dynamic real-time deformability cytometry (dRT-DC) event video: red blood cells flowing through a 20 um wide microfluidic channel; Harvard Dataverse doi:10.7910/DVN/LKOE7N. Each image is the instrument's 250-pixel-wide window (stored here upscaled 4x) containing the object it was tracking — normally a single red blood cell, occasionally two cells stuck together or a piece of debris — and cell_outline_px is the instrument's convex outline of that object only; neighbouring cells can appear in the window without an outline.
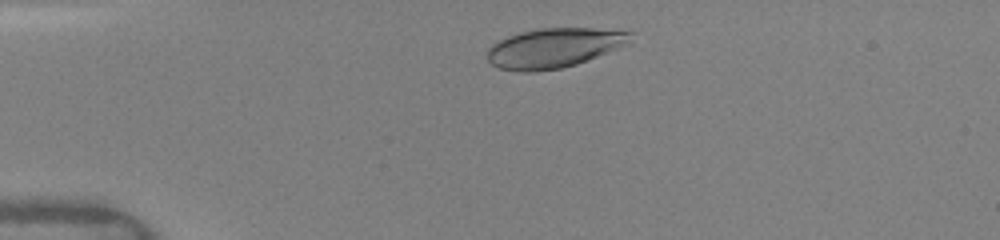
{"species": "human", "species_latin": "Homo sapiens", "temperature_condition": "warm", "stored_images_in_passage": 38, "camera_frame_rate_fps": 3000, "um_per_image_px": 0.085, "donor": {"sex": "female"}, "frame": {"image": 1, "passage_image": 5, "time_ms": 1.0, "image_size_px": [1000, 240], "cell_outline_px": [[636, 32], [632, 44], [588, 60], [576, 64], [560, 68], [532, 72], [520, 72], [500, 68], [492, 64], [488, 60], [488, 48], [496, 40], [520, 32], [540, 28], [592, 28]], "centroid_in_image_um": [47.17, 4.06], "position_along_channel_um": 37.8, "area_um2": 33.58}}
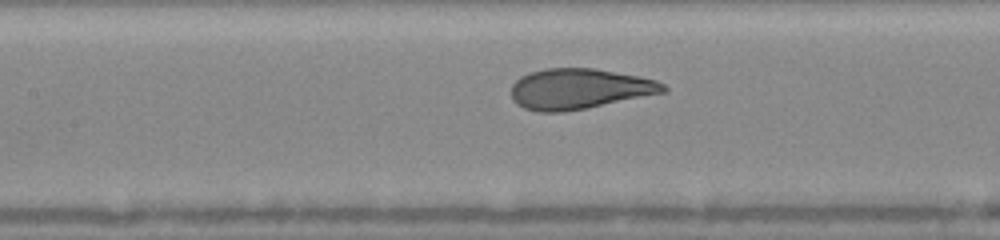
{"frame": {"image": 2, "passage_image": 18, "time_ms": 5.0, "image_size_px": [1000, 240], "cell_outline_px": [[668, 92], [588, 108], [564, 112], [536, 112], [524, 108], [516, 104], [512, 100], [512, 84], [520, 76], [528, 72], [544, 68], [596, 68], [640, 76], [656, 80], [664, 84], [668, 88]], "centroid_in_image_um": [49.25, 7.55], "position_along_channel_um": 158.1, "area_um2": 36.47}}
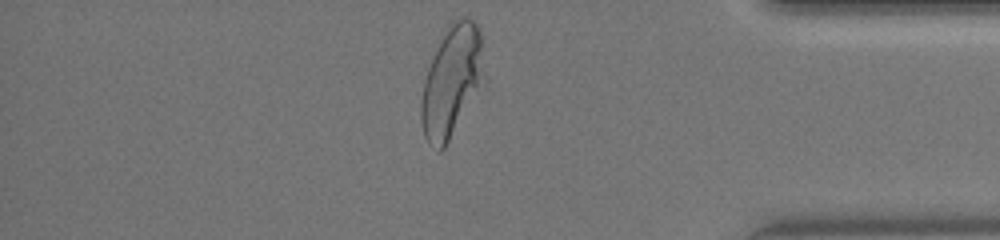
{"frame": {"image": 3, "passage_image": 37, "time_ms": 11.333, "image_size_px": [1000, 240], "cell_outline_px": [[484, 76], [444, 148], [440, 152], [436, 152], [428, 144], [424, 136], [420, 120], [420, 100], [424, 80], [440, 32], [452, 20], [460, 16], [468, 16], [480, 28]], "centroid_in_image_um": [38.32, 6.83], "position_along_channel_um": 396.9, "area_um2": 40.69}, "authors_computed_cell_mechanics": {"area_um2": 36.0383, "velocity_mm_per_s": 4.1342, "shape_relaxation_time_tau1_ms": 3.2413, "shape_relaxation_time_tau2_ms": null, "deformation_change_tau1": 0.171, "deformation_change_tau2": null}}